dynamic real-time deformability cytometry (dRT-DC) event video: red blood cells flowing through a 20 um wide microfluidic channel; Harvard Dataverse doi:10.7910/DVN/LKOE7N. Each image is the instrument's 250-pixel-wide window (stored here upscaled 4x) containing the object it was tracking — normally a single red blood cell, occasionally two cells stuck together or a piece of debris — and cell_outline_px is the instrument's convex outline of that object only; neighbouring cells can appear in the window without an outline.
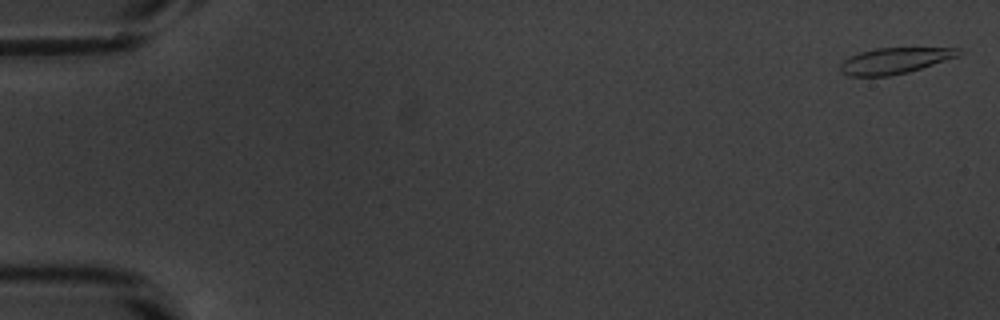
{"species": "common noctule bat (a hibernating species)", "species_latin": "Nyctalus noctula", "temperature_condition": "warm", "stored_images_in_passage": 18, "camera_frame_rate_fps": 3000, "um_per_image_px": 0.085, "animal": {"sex": "male", "body_mass_g": 20.1, "forearm_length_mm": 53.5}, "frame": {"image": 1, "passage_image": 2, "time_ms": 0.333, "image_size_px": [1000, 320], "cell_outline_px": [[964, 52], [960, 56], [908, 72], [888, 76], [848, 76], [840, 72], [840, 64], [848, 56], [860, 52], [876, 48], [956, 48]], "centroid_in_image_um": [76.04, 5.16], "position_along_channel_um": 9.0, "area_um2": 17.98}}
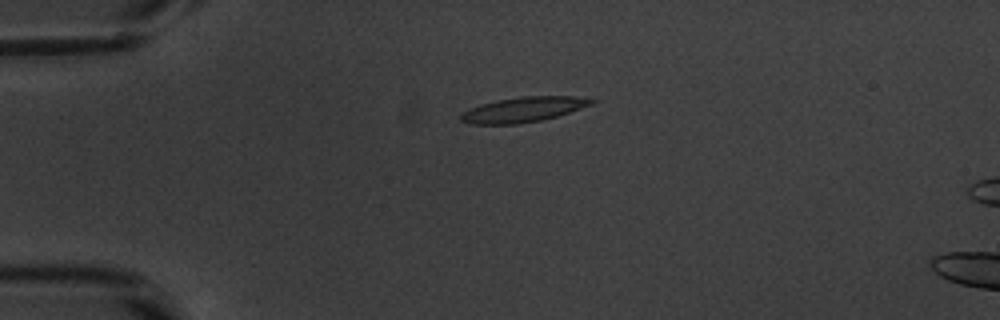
{"frame": {"image": 2, "passage_image": 14, "time_ms": 4.333, "image_size_px": [1000, 320], "cell_outline_px": [[596, 100], [592, 104], [556, 116], [540, 120], [516, 124], [468, 124], [460, 120], [460, 116], [468, 108], [480, 104], [496, 100], [524, 96], [576, 96]], "centroid_in_image_um": [44.43, 9.31], "position_along_channel_um": 40.6, "area_um2": 18.9}}